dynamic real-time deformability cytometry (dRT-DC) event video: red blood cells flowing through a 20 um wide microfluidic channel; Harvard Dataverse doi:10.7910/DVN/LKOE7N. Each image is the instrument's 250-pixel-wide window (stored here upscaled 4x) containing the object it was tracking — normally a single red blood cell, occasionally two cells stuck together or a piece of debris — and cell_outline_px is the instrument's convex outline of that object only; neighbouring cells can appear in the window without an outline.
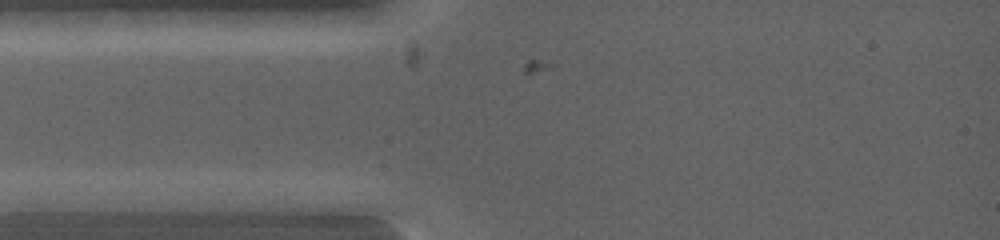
{"species": "common noctule bat (a hibernating species)", "species_latin": "Nyctalus noctula", "temperature_condition": "warm", "stored_images_in_passage": 3, "camera_frame_rate_fps": 5000, "um_per_image_px": 0.085, "animal": {"sex": "female", "body_mass_g": 19.0, "forearm_length_mm": 53.3}, "frame": {"image": 1, "passage_image": 1, "time_ms": 0.0, "image_size_px": [1000, 240], "cell_outline_px": [[156, 200], [148, 212], [16, 212], [16, 200], [96, 192], [152, 192]], "centroid_in_image_um": [7.65, 17.25], "position_along_channel_um": 77.4, "area_um2": 17.46}}